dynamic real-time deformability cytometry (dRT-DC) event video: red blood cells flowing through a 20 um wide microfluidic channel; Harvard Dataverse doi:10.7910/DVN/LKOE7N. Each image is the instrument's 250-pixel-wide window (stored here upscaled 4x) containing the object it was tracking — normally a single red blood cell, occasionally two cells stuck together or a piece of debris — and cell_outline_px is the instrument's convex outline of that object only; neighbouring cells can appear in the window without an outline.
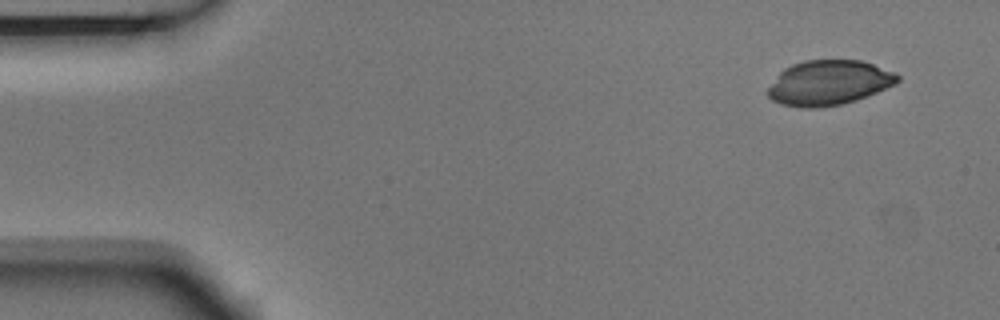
{"species": "Egyptian fruit bat (a non-hibernating species)", "species_latin": "Rousettus aegyptiacus", "temperature_condition": "room temperature", "stored_images_in_passage": 4, "camera_frame_rate_fps": 3000, "um_per_image_px": 0.085, "animal": {"sex": "male"}, "frame": {"image": 1, "passage_image": 1, "time_ms": 0.0, "image_size_px": [1000, 320], "cell_outline_px": [[900, 80], [896, 84], [856, 100], [840, 104], [816, 108], [800, 108], [784, 104], [772, 100], [768, 96], [768, 88], [780, 72], [784, 68], [792, 64], [804, 60], [860, 60], [896, 72], [900, 76]], "centroid_in_image_um": [70.46, 7.03], "position_along_channel_um": 14.5, "area_um2": 33.81}}